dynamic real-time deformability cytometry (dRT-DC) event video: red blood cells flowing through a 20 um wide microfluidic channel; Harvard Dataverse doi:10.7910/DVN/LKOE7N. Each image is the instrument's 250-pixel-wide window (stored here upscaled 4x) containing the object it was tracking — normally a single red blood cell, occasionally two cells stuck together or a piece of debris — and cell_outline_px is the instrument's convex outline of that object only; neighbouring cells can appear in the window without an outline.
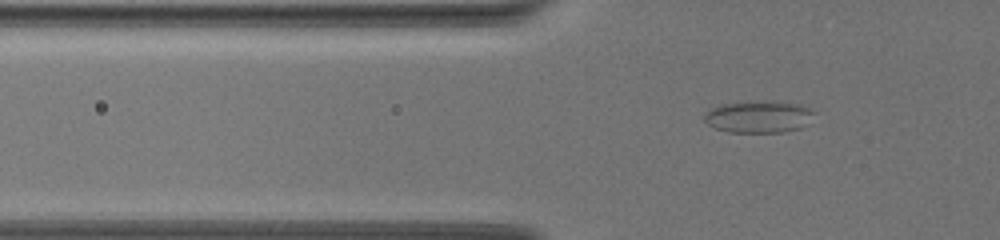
{"species": "common noctule bat (a hibernating species)", "species_latin": "Nyctalus noctula", "temperature_condition": "warm", "stored_images_in_passage": 50, "camera_frame_rate_fps": 3000, "um_per_image_px": 0.085, "animal": {"sex": "female", "body_mass_g": 19.5, "forearm_length_mm": 54.1}, "frame": {"image": 1, "passage_image": 3, "time_ms": 0.667, "image_size_px": [1000, 240], "cell_outline_px": [[812, 112], [800, 128], [784, 132], [728, 132], [716, 128], [708, 124], [704, 120], [704, 116], [708, 108], [720, 104], [800, 104], [812, 108]], "centroid_in_image_um": [64.38, 9.98], "position_along_channel_um": 61.4, "area_um2": 19.19}}
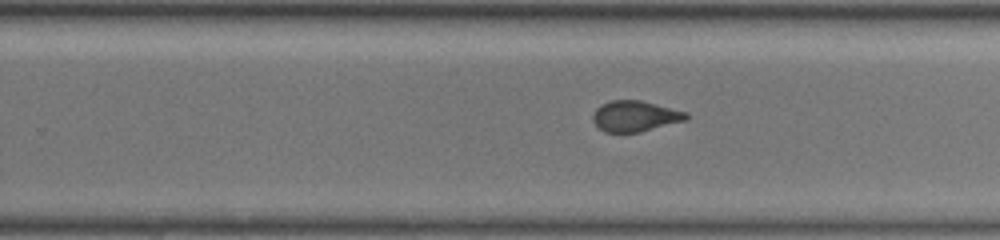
{"frame": {"image": 2, "passage_image": 26, "time_ms": 8.333, "image_size_px": [1000, 240], "cell_outline_px": [[688, 120], [640, 132], [604, 132], [592, 120], [592, 116], [596, 108], [600, 104], [612, 100], [640, 100], [688, 112]], "centroid_in_image_um": [53.99, 9.87], "position_along_channel_um": 275.8, "area_um2": 16.82}}
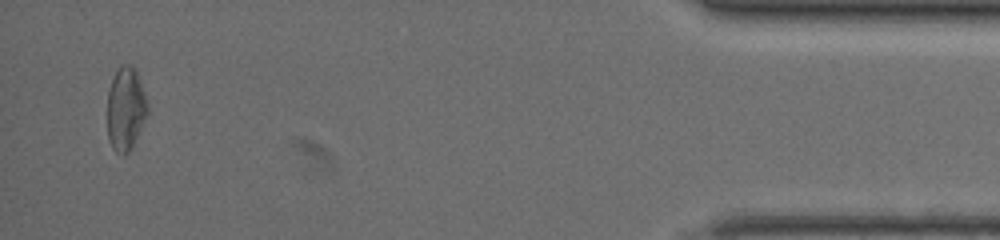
{"frame": {"image": 3, "passage_image": 48, "time_ms": 15.667, "image_size_px": [1000, 240], "cell_outline_px": [[148, 112], [132, 148], [124, 156], [120, 156], [112, 148], [108, 140], [108, 92], [112, 80], [116, 72], [124, 64], [128, 64], [136, 72], [140, 80], [148, 104]], "centroid_in_image_um": [10.68, 9.32], "position_along_channel_um": 424.5, "area_um2": 19.36}}